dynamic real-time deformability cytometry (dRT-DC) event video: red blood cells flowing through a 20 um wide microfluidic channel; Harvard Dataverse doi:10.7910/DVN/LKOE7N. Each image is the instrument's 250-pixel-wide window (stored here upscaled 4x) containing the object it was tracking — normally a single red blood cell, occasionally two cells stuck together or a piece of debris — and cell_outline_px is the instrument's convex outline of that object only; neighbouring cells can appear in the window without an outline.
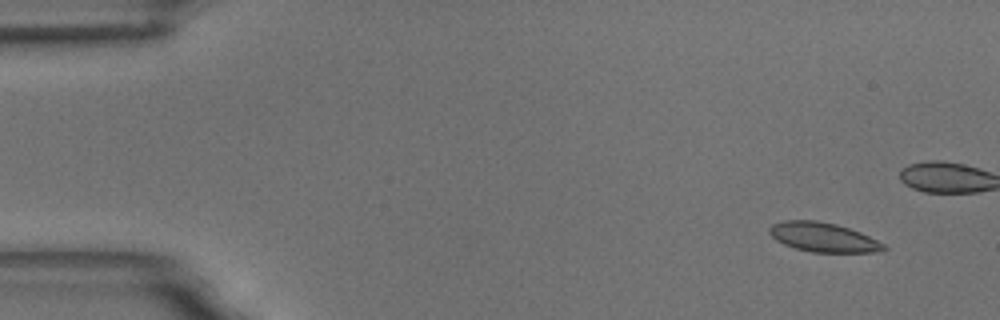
{"species": "common noctule bat (a hibernating species)", "species_latin": "Nyctalus noctula", "temperature_condition": "room temperature", "stored_images_in_passage": 56, "camera_frame_rate_fps": 3000, "um_per_image_px": 0.085, "animal": {"sex": "male", "body_mass_g": 18.8}, "frame": {"image": 1, "passage_image": 1, "time_ms": 0.0, "image_size_px": [1000, 320], "cell_outline_px": [[888, 248], [884, 252], [812, 252], [796, 248], [784, 244], [776, 240], [768, 232], [768, 228], [772, 224], [784, 220], [816, 220], [836, 224], [860, 232], [884, 244]], "centroid_in_image_um": [69.97, 20.16], "position_along_channel_um": 15.0, "area_um2": 19.54}}
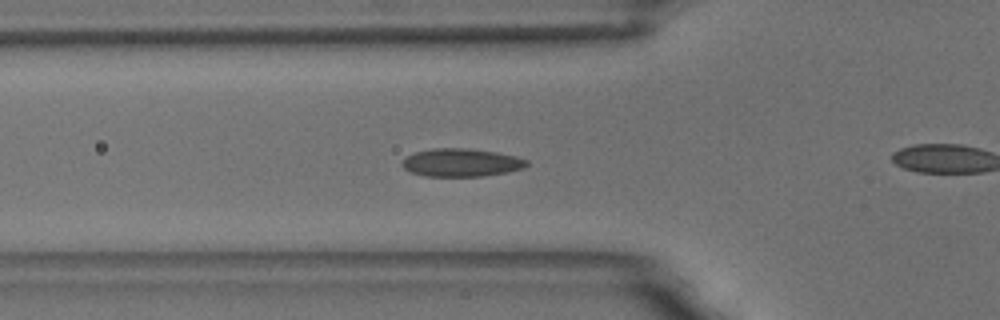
{"frame": {"image": 2, "passage_image": 17, "time_ms": 5.333, "image_size_px": [1000, 320], "cell_outline_px": [[528, 164], [524, 168], [508, 172], [480, 176], [424, 176], [408, 172], [400, 164], [408, 156], [416, 152], [432, 148], [468, 148], [496, 152], [516, 156], [528, 160]], "centroid_in_image_um": [39.21, 13.82], "position_along_channel_um": 86.6, "area_um2": 20.4}}
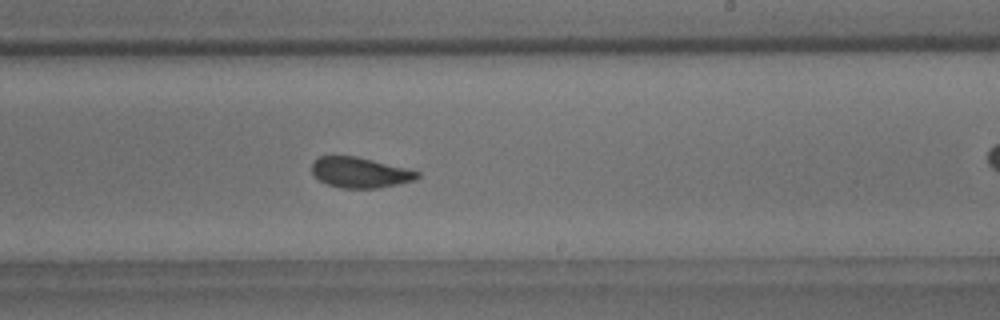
{"frame": {"image": 3, "passage_image": 32, "time_ms": 10.333, "image_size_px": [1000, 320], "cell_outline_px": [[420, 176], [416, 180], [376, 188], [340, 188], [328, 184], [320, 180], [312, 172], [312, 164], [320, 156], [356, 156], [408, 168], [420, 172]], "centroid_in_image_um": [30.63, 14.66], "position_along_channel_um": 258.4, "area_um2": 18.61}, "authors_computed_cell_mechanics": {"area_um2": 19.363, "velocity_mm_per_s": 3.425, "shape_relaxation_time_tau1_ms": 7.423, "shape_relaxation_time_tau2_ms": 1.4566, "deformation_change_tau1": 0.1424, "deformation_change_tau2": 0.0751}}